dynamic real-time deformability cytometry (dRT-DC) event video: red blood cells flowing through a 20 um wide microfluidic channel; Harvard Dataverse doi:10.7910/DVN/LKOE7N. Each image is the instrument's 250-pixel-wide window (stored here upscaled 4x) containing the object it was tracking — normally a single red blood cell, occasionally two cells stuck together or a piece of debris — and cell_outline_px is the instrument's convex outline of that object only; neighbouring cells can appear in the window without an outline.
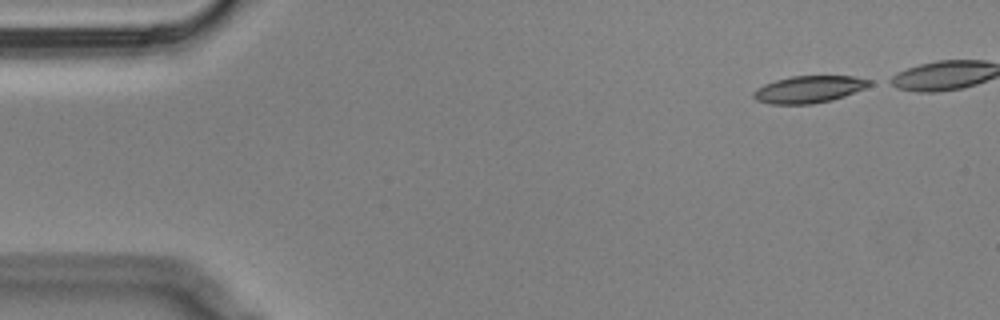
{"species": "Egyptian fruit bat (a non-hibernating species)", "species_latin": "Rousettus aegyptiacus", "temperature_condition": "cold", "stored_images_in_passage": 4, "camera_frame_rate_fps": 3000, "um_per_image_px": 0.085, "animal": {"sex": "male"}, "frame": {"image": 1, "passage_image": 1, "time_ms": 0.0, "image_size_px": [1000, 320], "cell_outline_px": [[872, 84], [864, 88], [844, 96], [832, 100], [812, 104], [768, 104], [756, 100], [752, 96], [752, 92], [756, 88], [764, 84], [776, 80], [792, 76], [856, 76], [872, 80]], "centroid_in_image_um": [68.74, 7.59], "position_along_channel_um": 16.3, "area_um2": 18.38}}